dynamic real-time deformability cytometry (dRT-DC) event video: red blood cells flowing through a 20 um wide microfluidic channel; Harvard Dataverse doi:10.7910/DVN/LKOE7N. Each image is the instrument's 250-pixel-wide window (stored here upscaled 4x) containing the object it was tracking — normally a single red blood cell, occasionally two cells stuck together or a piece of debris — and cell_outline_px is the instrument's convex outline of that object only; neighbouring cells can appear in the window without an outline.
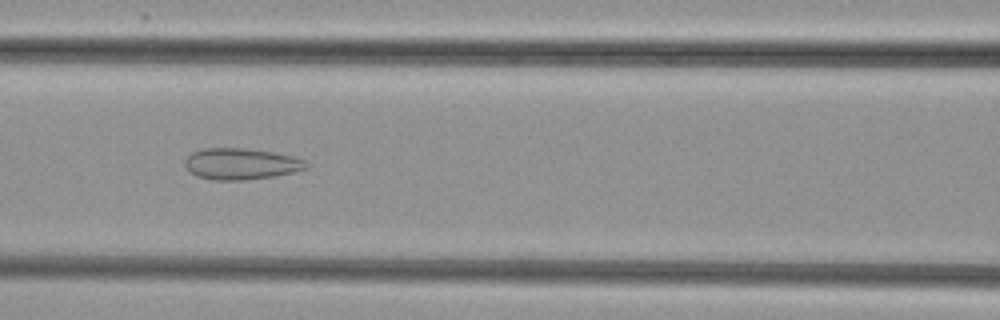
{"species": "common noctule bat (a hibernating species)", "species_latin": "Nyctalus noctula", "temperature_condition": "cold", "stored_images_in_passage": 53, "camera_frame_rate_fps": 3000, "um_per_image_px": 0.085, "animal": {"sex": "female", "body_mass_g": 29.2, "forearm_length_mm": 56.3}, "frame": {"image": 1, "passage_image": 24, "time_ms": 7.667, "image_size_px": [1000, 320], "cell_outline_px": [[308, 168], [276, 176], [240, 180], [212, 180], [196, 176], [184, 164], [184, 160], [192, 152], [204, 148], [244, 148], [272, 152], [292, 156], [304, 160], [308, 164]], "centroid_in_image_um": [20.48, 13.93], "position_along_channel_um": 146.1, "area_um2": 22.02}}
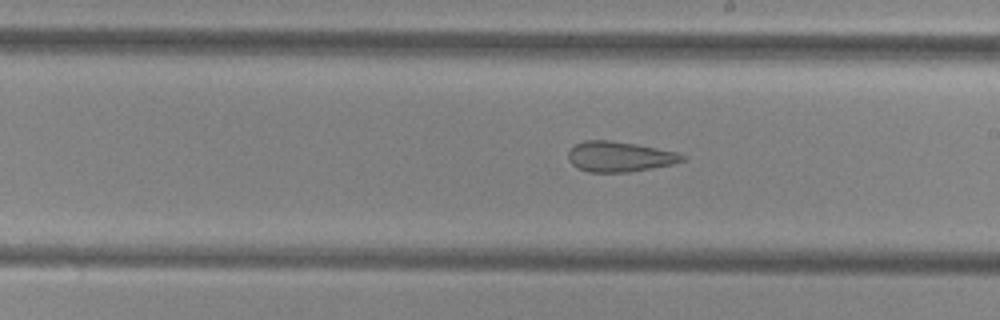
{"frame": {"image": 2, "passage_image": 31, "time_ms": 10.0, "image_size_px": [1000, 320], "cell_outline_px": [[688, 156], [684, 160], [672, 164], [652, 168], [628, 172], [588, 172], [576, 168], [568, 160], [568, 152], [576, 144], [584, 140], [612, 140], [636, 144], [676, 152]], "centroid_in_image_um": [52.64, 13.31], "position_along_channel_um": 236.4, "area_um2": 20.17}}
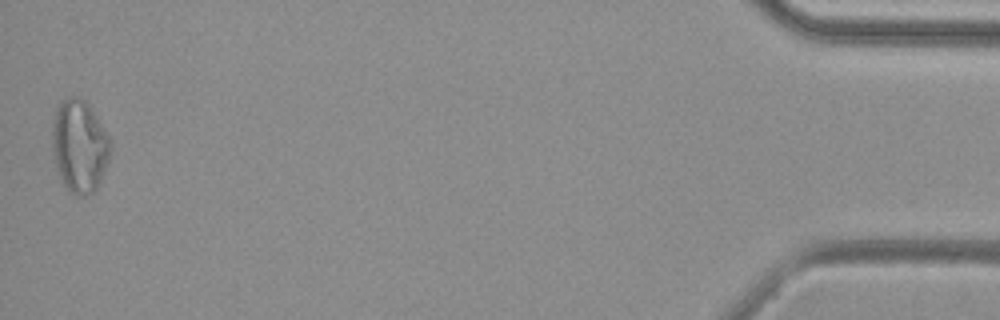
{"frame": {"image": 3, "passage_image": 53, "time_ms": 17.333, "image_size_px": [1000, 320], "cell_outline_px": [[112, 148], [100, 184], [92, 192], [84, 196], [76, 196], [68, 192], [60, 180], [56, 172], [52, 148], [52, 124], [56, 104], [60, 100], [68, 96], [80, 96], [88, 104], [112, 140]], "centroid_in_image_um": [6.73, 12.42], "position_along_channel_um": 428.5, "area_um2": 32.31}}